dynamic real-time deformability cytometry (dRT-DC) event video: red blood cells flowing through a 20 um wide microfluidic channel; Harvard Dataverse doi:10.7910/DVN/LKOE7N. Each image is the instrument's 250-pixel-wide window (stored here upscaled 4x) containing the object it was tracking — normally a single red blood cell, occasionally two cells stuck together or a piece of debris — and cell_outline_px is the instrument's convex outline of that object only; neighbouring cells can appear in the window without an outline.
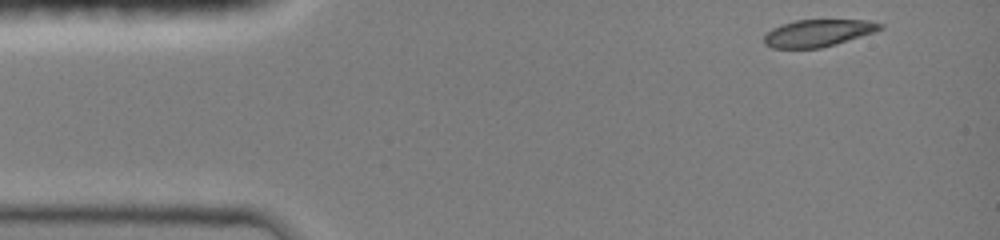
{"species": "common noctule bat (a hibernating species)", "species_latin": "Nyctalus noctula", "temperature_condition": "room temperature", "stored_images_in_passage": 7, "camera_frame_rate_fps": 3000, "um_per_image_px": 0.085, "animal": {"sex": "female", "body_mass_g": 19.0, "forearm_length_mm": 51.5}, "frame": {"image": 1, "passage_image": 1, "time_ms": 0.0, "image_size_px": [1000, 240], "cell_outline_px": [[884, 28], [836, 44], [820, 48], [772, 48], [764, 44], [764, 36], [772, 28], [780, 24], [796, 20], [868, 20], [884, 24]], "centroid_in_image_um": [69.51, 2.8], "position_along_channel_um": 15.5, "area_um2": 18.26}}
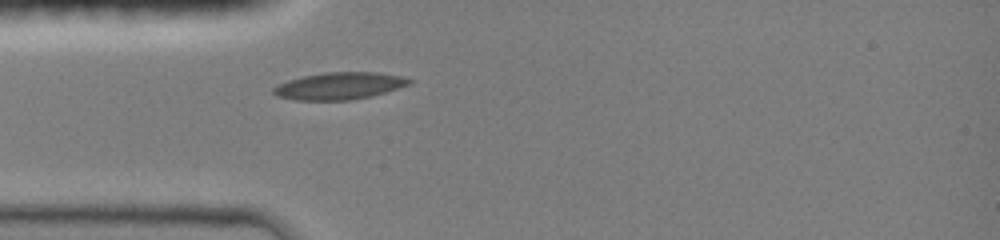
{"frame": {"image": 2, "passage_image": 7, "time_ms": 3.0, "image_size_px": [1000, 240], "cell_outline_px": [[412, 84], [372, 96], [348, 100], [296, 100], [276, 96], [272, 92], [272, 88], [276, 84], [288, 80], [304, 76], [324, 72], [376, 72], [400, 76], [412, 80]], "centroid_in_image_um": [28.82, 7.3], "position_along_channel_um": 56.2, "area_um2": 21.5}}